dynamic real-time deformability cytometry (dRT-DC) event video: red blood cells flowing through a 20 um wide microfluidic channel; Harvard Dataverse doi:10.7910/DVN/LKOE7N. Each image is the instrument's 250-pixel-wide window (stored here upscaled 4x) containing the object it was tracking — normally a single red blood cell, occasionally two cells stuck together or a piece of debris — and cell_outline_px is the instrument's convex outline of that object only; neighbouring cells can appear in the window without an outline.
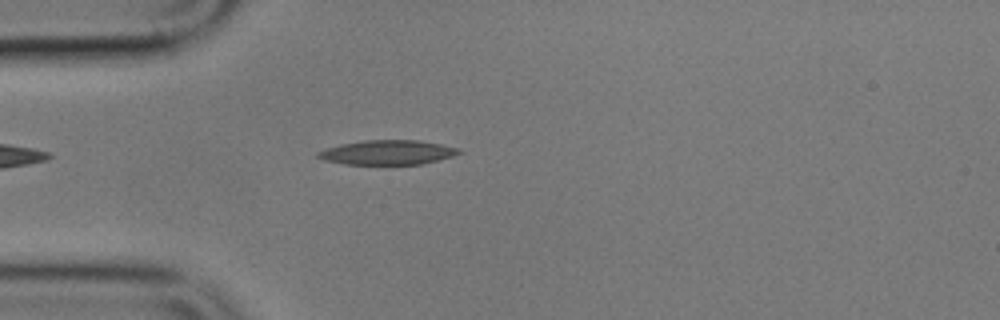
{"species": "common noctule bat (a hibernating species)", "species_latin": "Nyctalus noctula", "temperature_condition": "cold", "stored_images_in_passage": 8, "camera_frame_rate_fps": 3000, "um_per_image_px": 0.085, "animal": {"sex": "male", "body_mass_g": 17.9}, "frame": {"image": 1, "passage_image": 5, "time_ms": 4.667, "image_size_px": [1000, 320], "cell_outline_px": [[464, 152], [452, 156], [420, 164], [344, 164], [324, 160], [316, 156], [316, 152], [340, 144], [364, 140], [420, 140], [460, 148]], "centroid_in_image_um": [32.95, 12.95], "position_along_channel_um": 52.1, "area_um2": 20.06}}
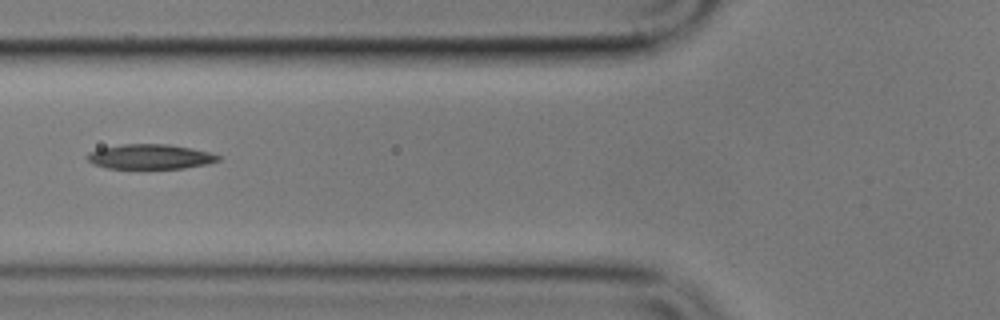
{"frame": {"image": 2, "passage_image": 7, "time_ms": 6.667, "image_size_px": [1000, 320], "cell_outline_px": [[224, 156], [220, 160], [208, 164], [184, 168], [108, 168], [92, 164], [88, 160], [88, 152], [100, 148], [120, 144], [168, 144], [192, 148]], "centroid_in_image_um": [12.8, 13.31], "position_along_channel_um": 113.0, "area_um2": 19.02}}
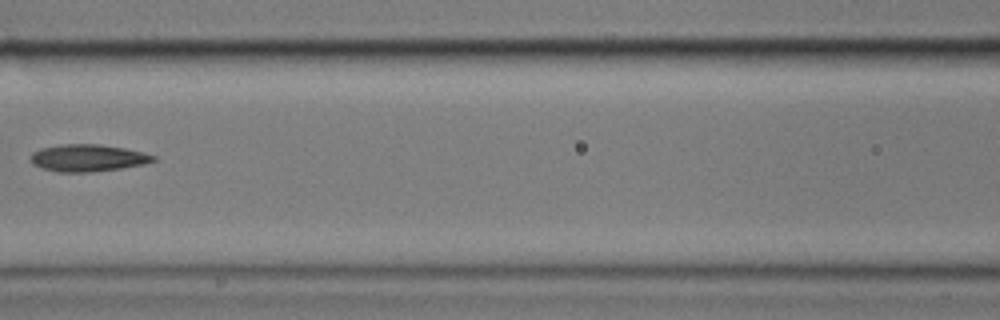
{"frame": {"image": 3, "passage_image": 8, "time_ms": 8.0, "image_size_px": [1000, 320], "cell_outline_px": [[156, 160], [144, 164], [120, 168], [92, 172], [56, 172], [40, 168], [32, 164], [32, 152], [40, 148], [64, 144], [100, 144], [124, 148], [144, 152], [156, 156]], "centroid_in_image_um": [7.46, 13.42], "position_along_channel_um": 159.1, "area_um2": 19.42}}